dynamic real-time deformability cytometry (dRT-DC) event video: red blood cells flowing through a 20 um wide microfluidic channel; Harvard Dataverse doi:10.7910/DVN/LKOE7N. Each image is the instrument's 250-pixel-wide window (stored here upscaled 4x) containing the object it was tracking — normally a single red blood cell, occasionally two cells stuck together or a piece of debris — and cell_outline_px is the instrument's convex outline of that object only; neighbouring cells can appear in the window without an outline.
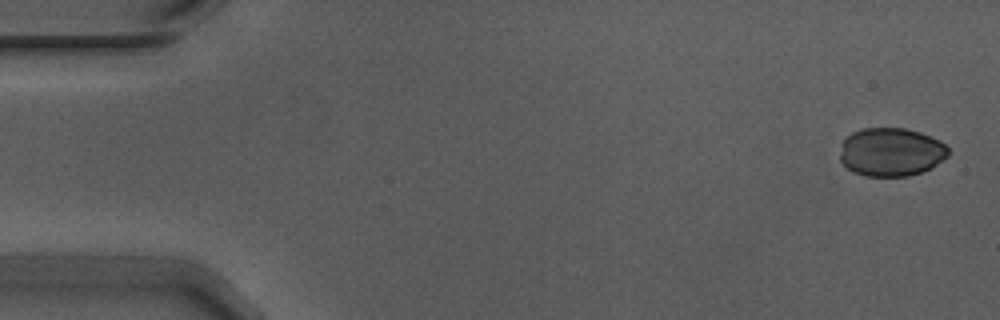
{"species": "Egyptian fruit bat (a non-hibernating species)", "species_latin": "Rousettus aegyptiacus", "temperature_condition": "warm", "stored_images_in_passage": 54, "camera_frame_rate_fps": 3000, "um_per_image_px": 0.085, "animal": {"sex": "male"}, "frame": {"image": 1, "passage_image": 1, "time_ms": 0.0, "image_size_px": [1000, 320], "cell_outline_px": [[948, 156], [932, 168], [908, 176], [868, 176], [856, 172], [848, 168], [840, 160], [840, 156], [844, 136], [852, 132], [864, 128], [904, 128], [920, 132], [940, 140], [948, 148]], "centroid_in_image_um": [75.75, 12.91], "position_along_channel_um": 9.3, "area_um2": 30.58}}
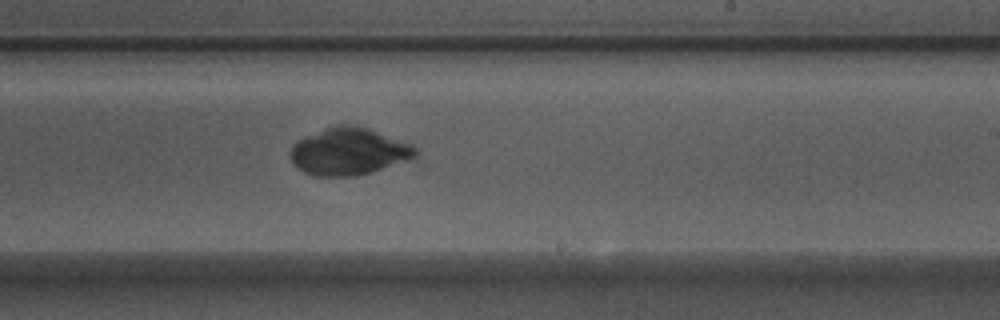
{"frame": {"image": 2, "passage_image": 32, "time_ms": 10.333, "image_size_px": [1000, 320], "cell_outline_px": [[420, 152], [416, 156], [408, 160], [372, 172], [356, 176], [316, 176], [304, 172], [296, 168], [292, 164], [292, 144], [296, 140], [324, 128], [336, 124], [348, 124], [368, 128], [412, 144]], "centroid_in_image_um": [29.65, 12.87], "position_along_channel_um": 259.4, "area_um2": 34.56}}
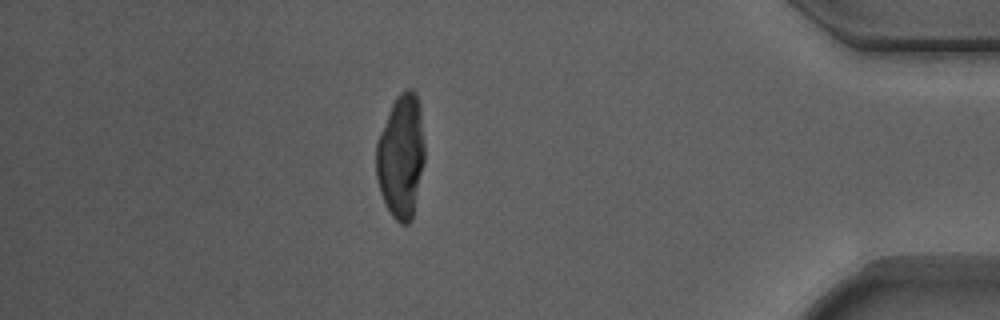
{"frame": {"image": 3, "passage_image": 47, "time_ms": 15.333, "image_size_px": [1000, 320], "cell_outline_px": [[424, 160], [412, 220], [408, 224], [400, 224], [392, 216], [380, 192], [376, 176], [376, 144], [380, 132], [388, 112], [396, 96], [400, 92], [408, 88], [412, 88], [416, 92], [420, 104], [424, 144]], "centroid_in_image_um": [34.09, 13.25], "position_along_channel_um": 401.1, "area_um2": 35.03}}